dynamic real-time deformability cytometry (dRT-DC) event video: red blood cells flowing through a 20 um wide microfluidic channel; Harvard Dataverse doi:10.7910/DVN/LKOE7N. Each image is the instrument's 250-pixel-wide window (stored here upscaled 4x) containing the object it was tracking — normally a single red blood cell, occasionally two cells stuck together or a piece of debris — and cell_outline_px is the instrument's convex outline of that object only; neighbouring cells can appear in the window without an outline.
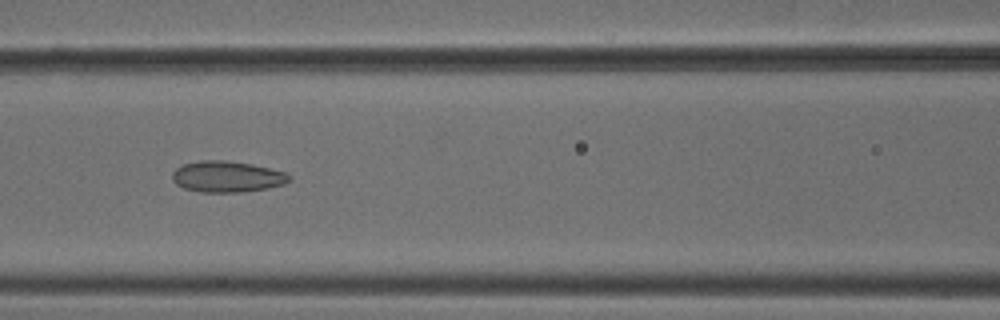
{"species": "common noctule bat (a hibernating species)", "species_latin": "Nyctalus noctula", "temperature_condition": "cold", "stored_images_in_passage": 8, "camera_frame_rate_fps": 3000, "um_per_image_px": 0.085, "animal": {"sex": "male", "body_mass_g": 18.8}, "frame": {"image": 1, "passage_image": 6, "time_ms": 1.667, "image_size_px": [1000, 320], "cell_outline_px": [[292, 176], [284, 184], [268, 188], [240, 192], [200, 192], [184, 188], [176, 184], [172, 180], [172, 172], [176, 168], [184, 164], [200, 160], [224, 160], [252, 164], [284, 172]], "centroid_in_image_um": [19.27, 15.01], "position_along_channel_um": 147.3, "area_um2": 21.15}}
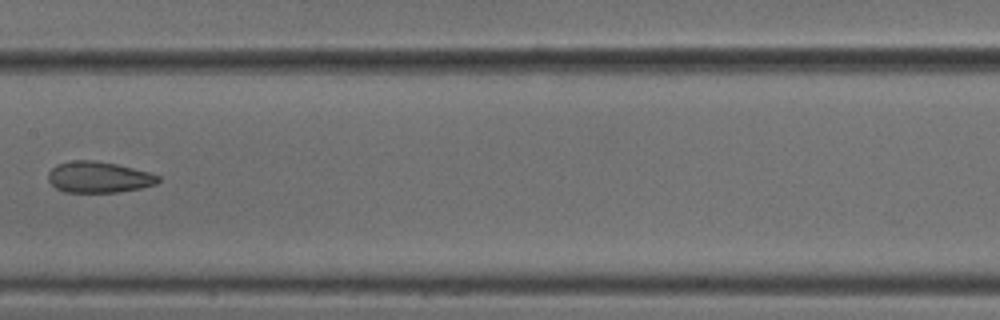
{"frame": {"image": 2, "passage_image": 7, "time_ms": 2.0, "image_size_px": [1000, 320], "cell_outline_px": [[160, 180], [156, 184], [140, 188], [116, 192], [64, 192], [56, 188], [48, 180], [48, 172], [56, 164], [72, 160], [92, 160], [116, 164], [152, 172], [160, 176]], "centroid_in_image_um": [8.4, 15.05], "position_along_channel_um": 199.0, "area_um2": 20.06}}
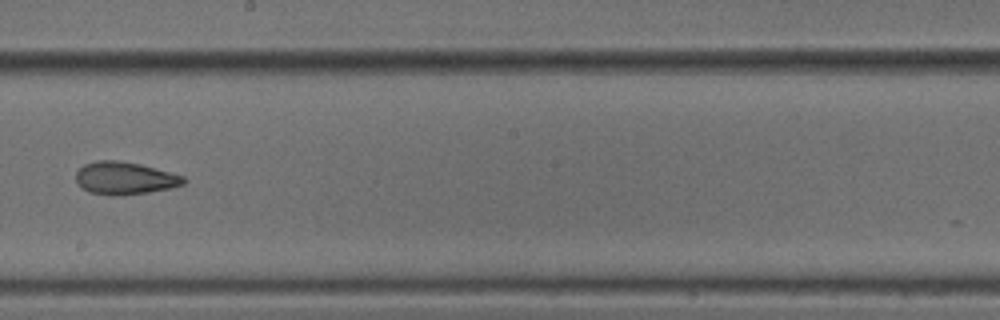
{"frame": {"image": 3, "passage_image": 8, "time_ms": 2.333, "image_size_px": [1000, 320], "cell_outline_px": [[188, 180], [184, 184], [172, 188], [148, 192], [120, 196], [112, 196], [88, 192], [76, 180], [76, 172], [84, 164], [96, 160], [116, 160], [140, 164], [184, 176]], "centroid_in_image_um": [10.62, 15.15], "position_along_channel_um": 237.6, "area_um2": 20.52}}